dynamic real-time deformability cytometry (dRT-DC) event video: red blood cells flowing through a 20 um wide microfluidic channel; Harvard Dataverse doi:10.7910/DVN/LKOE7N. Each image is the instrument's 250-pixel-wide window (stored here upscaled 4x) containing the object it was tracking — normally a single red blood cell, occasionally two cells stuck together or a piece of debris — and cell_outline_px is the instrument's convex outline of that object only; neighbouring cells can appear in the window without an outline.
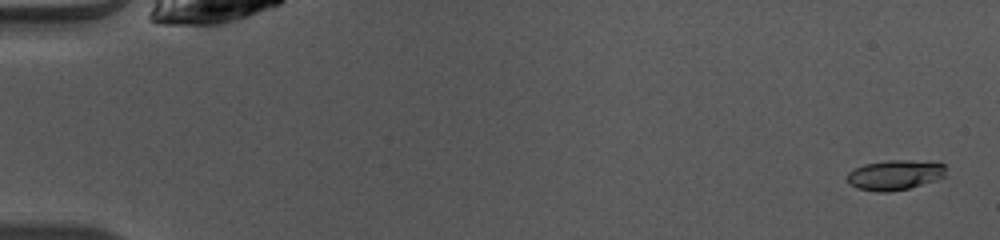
{"species": "common noctule bat (a hibernating species)", "species_latin": "Nyctalus noctula", "temperature_condition": "warm", "stored_images_in_passage": 47, "camera_frame_rate_fps": 3000, "um_per_image_px": 0.085, "animal": {"sex": "female", "body_mass_g": 10.0, "forearm_length_mm": 53.1}, "frame": {"image": 1, "passage_image": 2, "time_ms": 0.333, "image_size_px": [1000, 240], "cell_outline_px": [[944, 176], [936, 180], [908, 188], [888, 192], [876, 192], [856, 188], [848, 184], [848, 172], [864, 164], [884, 160], [908, 160], [944, 164]], "centroid_in_image_um": [76.0, 14.88], "position_along_channel_um": 9.0, "area_um2": 17.11}}
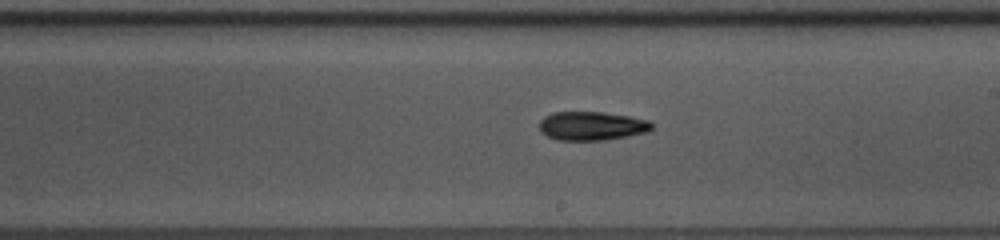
{"frame": {"image": 2, "passage_image": 29, "time_ms": 9.333, "image_size_px": [1000, 240], "cell_outline_px": [[652, 128], [648, 132], [628, 136], [604, 140], [556, 140], [540, 132], [540, 120], [544, 116], [552, 112], [604, 112], [628, 116], [648, 120], [652, 124]], "centroid_in_image_um": [50.28, 10.7], "position_along_channel_um": 238.7, "area_um2": 18.9}}
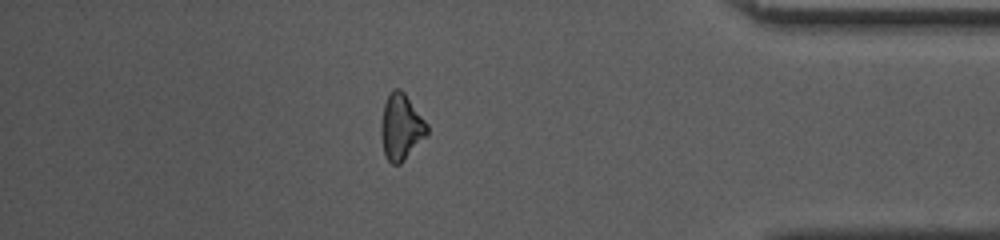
{"frame": {"image": 3, "passage_image": 43, "time_ms": 14.0, "image_size_px": [1000, 240], "cell_outline_px": [[428, 132], [404, 160], [400, 164], [392, 164], [388, 160], [384, 152], [380, 132], [380, 128], [384, 104], [392, 88], [400, 88], [404, 92], [428, 124]], "centroid_in_image_um": [34.08, 10.77], "position_along_channel_um": 401.1, "area_um2": 17.46}}